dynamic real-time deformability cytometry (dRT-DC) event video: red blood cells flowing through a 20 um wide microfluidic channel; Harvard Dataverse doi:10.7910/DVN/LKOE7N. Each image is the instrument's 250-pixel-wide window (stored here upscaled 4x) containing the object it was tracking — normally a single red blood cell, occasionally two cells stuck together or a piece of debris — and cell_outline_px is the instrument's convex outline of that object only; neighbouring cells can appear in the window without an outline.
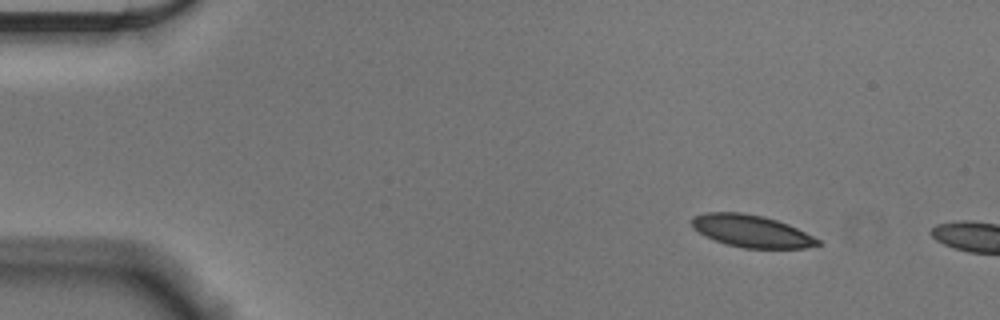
{"species": "Egyptian fruit bat (a non-hibernating species)", "species_latin": "Rousettus aegyptiacus", "temperature_condition": "cold", "stored_images_in_passage": 10, "camera_frame_rate_fps": 3000, "um_per_image_px": 0.085, "animal": {"sex": "male"}, "frame": {"image": 1, "passage_image": 1, "time_ms": 0.0, "image_size_px": [1000, 320], "cell_outline_px": [[820, 244], [804, 248], [744, 248], [724, 244], [704, 236], [692, 228], [692, 216], [708, 212], [744, 212], [764, 216], [788, 224], [820, 240]], "centroid_in_image_um": [63.82, 19.64], "position_along_channel_um": 21.2, "area_um2": 23.7}}